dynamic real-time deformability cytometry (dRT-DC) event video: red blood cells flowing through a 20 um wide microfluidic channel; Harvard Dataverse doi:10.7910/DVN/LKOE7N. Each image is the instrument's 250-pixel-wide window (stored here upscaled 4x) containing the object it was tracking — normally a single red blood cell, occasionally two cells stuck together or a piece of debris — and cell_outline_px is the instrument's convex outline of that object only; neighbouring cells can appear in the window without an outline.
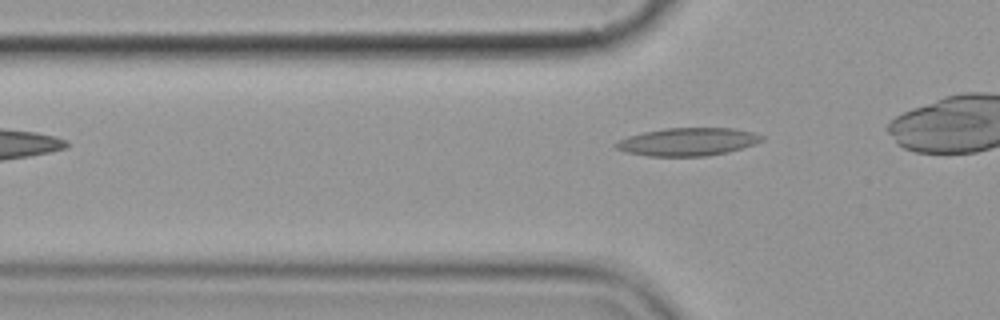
{"species": "common noctule bat (a hibernating species)", "species_latin": "Nyctalus noctula", "temperature_condition": "cold", "stored_images_in_passage": 7, "camera_frame_rate_fps": 3000, "um_per_image_px": 0.085, "animal": {"sex": "female", "body_mass_g": 19.9}, "frame": {"image": 1, "passage_image": 7, "time_ms": 7.0, "image_size_px": [1000, 320], "cell_outline_px": [[764, 140], [756, 144], [728, 152], [704, 156], [648, 156], [624, 152], [616, 148], [612, 144], [616, 140], [628, 136], [644, 132], [664, 128], [736, 128], [752, 132], [764, 136]], "centroid_in_image_um": [58.44, 12.05], "position_along_channel_um": 67.4, "area_um2": 23.99}}